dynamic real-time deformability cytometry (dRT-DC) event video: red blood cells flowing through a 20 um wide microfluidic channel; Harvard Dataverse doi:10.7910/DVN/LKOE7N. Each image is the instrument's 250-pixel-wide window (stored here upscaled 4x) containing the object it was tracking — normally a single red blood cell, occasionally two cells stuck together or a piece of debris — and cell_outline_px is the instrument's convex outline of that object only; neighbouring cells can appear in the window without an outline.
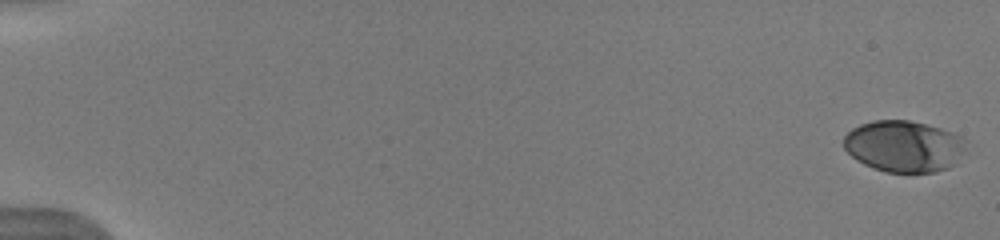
{"species": "human", "species_latin": "Homo sapiens", "temperature_condition": "warm", "stored_images_in_passage": 12, "camera_frame_rate_fps": 3000, "um_per_image_px": 0.085, "donor": {"sex": "male"}, "frame": {"image": 1, "passage_image": 1, "time_ms": 0.0, "image_size_px": [1000, 240], "cell_outline_px": [[968, 140], [956, 164], [948, 168], [936, 172], [884, 172], [872, 168], [856, 160], [844, 148], [844, 136], [852, 128], [860, 124], [872, 120], [908, 120], [940, 128], [952, 132]], "centroid_in_image_um": [76.82, 12.43], "position_along_channel_um": 8.2, "area_um2": 36.82}}
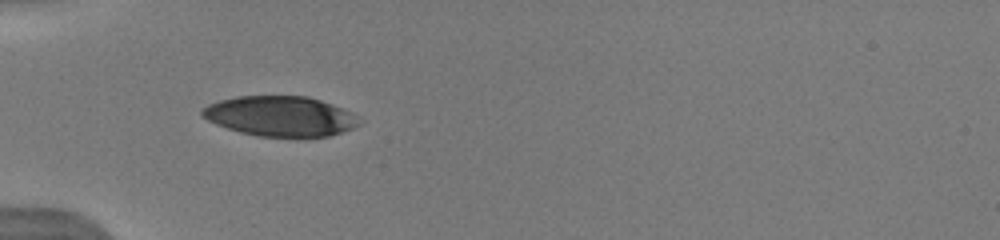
{"frame": {"image": 2, "passage_image": 6, "time_ms": 5.667, "image_size_px": [1000, 240], "cell_outline_px": [[360, 124], [352, 128], [328, 136], [256, 136], [240, 132], [216, 124], [200, 116], [200, 112], [208, 104], [220, 100], [236, 96], [308, 96], [332, 104], [352, 112], [356, 116]], "centroid_in_image_um": [23.79, 9.86], "position_along_channel_um": 61.2, "area_um2": 36.41}}